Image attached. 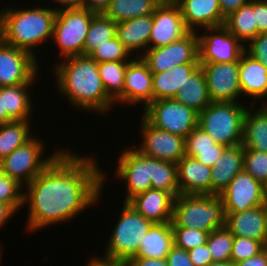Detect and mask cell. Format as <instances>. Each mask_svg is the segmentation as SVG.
I'll return each instance as SVG.
<instances>
[{
	"label": "cell",
	"mask_w": 267,
	"mask_h": 266,
	"mask_svg": "<svg viewBox=\"0 0 267 266\" xmlns=\"http://www.w3.org/2000/svg\"><path fill=\"white\" fill-rule=\"evenodd\" d=\"M239 81L242 97L249 96L253 105L256 100L267 104V68L246 52L239 60Z\"/></svg>",
	"instance_id": "obj_22"
},
{
	"label": "cell",
	"mask_w": 267,
	"mask_h": 266,
	"mask_svg": "<svg viewBox=\"0 0 267 266\" xmlns=\"http://www.w3.org/2000/svg\"><path fill=\"white\" fill-rule=\"evenodd\" d=\"M201 30L206 32L198 35L200 63H232L240 60L245 45L224 26Z\"/></svg>",
	"instance_id": "obj_13"
},
{
	"label": "cell",
	"mask_w": 267,
	"mask_h": 266,
	"mask_svg": "<svg viewBox=\"0 0 267 266\" xmlns=\"http://www.w3.org/2000/svg\"><path fill=\"white\" fill-rule=\"evenodd\" d=\"M159 0H111L103 15L116 23L152 15Z\"/></svg>",
	"instance_id": "obj_33"
},
{
	"label": "cell",
	"mask_w": 267,
	"mask_h": 266,
	"mask_svg": "<svg viewBox=\"0 0 267 266\" xmlns=\"http://www.w3.org/2000/svg\"><path fill=\"white\" fill-rule=\"evenodd\" d=\"M168 266H194L191 262L188 251L173 246L166 256Z\"/></svg>",
	"instance_id": "obj_45"
},
{
	"label": "cell",
	"mask_w": 267,
	"mask_h": 266,
	"mask_svg": "<svg viewBox=\"0 0 267 266\" xmlns=\"http://www.w3.org/2000/svg\"><path fill=\"white\" fill-rule=\"evenodd\" d=\"M222 16L228 17L231 13L238 10L241 6L249 3L251 0H218Z\"/></svg>",
	"instance_id": "obj_48"
},
{
	"label": "cell",
	"mask_w": 267,
	"mask_h": 266,
	"mask_svg": "<svg viewBox=\"0 0 267 266\" xmlns=\"http://www.w3.org/2000/svg\"><path fill=\"white\" fill-rule=\"evenodd\" d=\"M55 2L57 7L53 8L56 12L64 9H75L80 8L82 5V0H52Z\"/></svg>",
	"instance_id": "obj_53"
},
{
	"label": "cell",
	"mask_w": 267,
	"mask_h": 266,
	"mask_svg": "<svg viewBox=\"0 0 267 266\" xmlns=\"http://www.w3.org/2000/svg\"><path fill=\"white\" fill-rule=\"evenodd\" d=\"M151 188L165 191L174 197L180 195L177 164L152 158Z\"/></svg>",
	"instance_id": "obj_36"
},
{
	"label": "cell",
	"mask_w": 267,
	"mask_h": 266,
	"mask_svg": "<svg viewBox=\"0 0 267 266\" xmlns=\"http://www.w3.org/2000/svg\"><path fill=\"white\" fill-rule=\"evenodd\" d=\"M225 148V145L216 143L198 125L185 138V155L194 157L211 168Z\"/></svg>",
	"instance_id": "obj_31"
},
{
	"label": "cell",
	"mask_w": 267,
	"mask_h": 266,
	"mask_svg": "<svg viewBox=\"0 0 267 266\" xmlns=\"http://www.w3.org/2000/svg\"><path fill=\"white\" fill-rule=\"evenodd\" d=\"M174 245L189 251L207 242L209 233L192 228L172 227Z\"/></svg>",
	"instance_id": "obj_42"
},
{
	"label": "cell",
	"mask_w": 267,
	"mask_h": 266,
	"mask_svg": "<svg viewBox=\"0 0 267 266\" xmlns=\"http://www.w3.org/2000/svg\"><path fill=\"white\" fill-rule=\"evenodd\" d=\"M223 26L246 46L259 34L255 23V0L226 17Z\"/></svg>",
	"instance_id": "obj_32"
},
{
	"label": "cell",
	"mask_w": 267,
	"mask_h": 266,
	"mask_svg": "<svg viewBox=\"0 0 267 266\" xmlns=\"http://www.w3.org/2000/svg\"><path fill=\"white\" fill-rule=\"evenodd\" d=\"M130 61H107L98 63V71L107 96L117 105H123L124 78Z\"/></svg>",
	"instance_id": "obj_34"
},
{
	"label": "cell",
	"mask_w": 267,
	"mask_h": 266,
	"mask_svg": "<svg viewBox=\"0 0 267 266\" xmlns=\"http://www.w3.org/2000/svg\"><path fill=\"white\" fill-rule=\"evenodd\" d=\"M129 266H168L166 258L155 259V258H141L134 257L126 262Z\"/></svg>",
	"instance_id": "obj_49"
},
{
	"label": "cell",
	"mask_w": 267,
	"mask_h": 266,
	"mask_svg": "<svg viewBox=\"0 0 267 266\" xmlns=\"http://www.w3.org/2000/svg\"><path fill=\"white\" fill-rule=\"evenodd\" d=\"M0 249H1V247H0ZM2 250H0V262H1V255H2V252H1Z\"/></svg>",
	"instance_id": "obj_59"
},
{
	"label": "cell",
	"mask_w": 267,
	"mask_h": 266,
	"mask_svg": "<svg viewBox=\"0 0 267 266\" xmlns=\"http://www.w3.org/2000/svg\"><path fill=\"white\" fill-rule=\"evenodd\" d=\"M243 170L264 185L267 182V153L244 149Z\"/></svg>",
	"instance_id": "obj_40"
},
{
	"label": "cell",
	"mask_w": 267,
	"mask_h": 266,
	"mask_svg": "<svg viewBox=\"0 0 267 266\" xmlns=\"http://www.w3.org/2000/svg\"><path fill=\"white\" fill-rule=\"evenodd\" d=\"M225 226L234 236L261 241L267 247V205L239 213H225Z\"/></svg>",
	"instance_id": "obj_19"
},
{
	"label": "cell",
	"mask_w": 267,
	"mask_h": 266,
	"mask_svg": "<svg viewBox=\"0 0 267 266\" xmlns=\"http://www.w3.org/2000/svg\"><path fill=\"white\" fill-rule=\"evenodd\" d=\"M11 121L12 120L8 117L7 112L3 111L2 97L0 96V124Z\"/></svg>",
	"instance_id": "obj_55"
},
{
	"label": "cell",
	"mask_w": 267,
	"mask_h": 266,
	"mask_svg": "<svg viewBox=\"0 0 267 266\" xmlns=\"http://www.w3.org/2000/svg\"><path fill=\"white\" fill-rule=\"evenodd\" d=\"M139 134L142 137L135 149L142 154L162 161L178 163L185 156V138L156 128L143 117Z\"/></svg>",
	"instance_id": "obj_12"
},
{
	"label": "cell",
	"mask_w": 267,
	"mask_h": 266,
	"mask_svg": "<svg viewBox=\"0 0 267 266\" xmlns=\"http://www.w3.org/2000/svg\"><path fill=\"white\" fill-rule=\"evenodd\" d=\"M212 102H239L241 86L239 61L232 63H200Z\"/></svg>",
	"instance_id": "obj_15"
},
{
	"label": "cell",
	"mask_w": 267,
	"mask_h": 266,
	"mask_svg": "<svg viewBox=\"0 0 267 266\" xmlns=\"http://www.w3.org/2000/svg\"><path fill=\"white\" fill-rule=\"evenodd\" d=\"M225 213H239L265 205L263 184L246 171L239 172L219 195Z\"/></svg>",
	"instance_id": "obj_16"
},
{
	"label": "cell",
	"mask_w": 267,
	"mask_h": 266,
	"mask_svg": "<svg viewBox=\"0 0 267 266\" xmlns=\"http://www.w3.org/2000/svg\"><path fill=\"white\" fill-rule=\"evenodd\" d=\"M173 246L171 222L154 223L143 238L135 257L164 259Z\"/></svg>",
	"instance_id": "obj_28"
},
{
	"label": "cell",
	"mask_w": 267,
	"mask_h": 266,
	"mask_svg": "<svg viewBox=\"0 0 267 266\" xmlns=\"http://www.w3.org/2000/svg\"><path fill=\"white\" fill-rule=\"evenodd\" d=\"M96 160L92 154L79 155L64 149L25 186L23 204L29 208L28 232L70 222L85 209L98 204L108 179Z\"/></svg>",
	"instance_id": "obj_1"
},
{
	"label": "cell",
	"mask_w": 267,
	"mask_h": 266,
	"mask_svg": "<svg viewBox=\"0 0 267 266\" xmlns=\"http://www.w3.org/2000/svg\"><path fill=\"white\" fill-rule=\"evenodd\" d=\"M18 213L10 204L0 202V229L4 228L6 223Z\"/></svg>",
	"instance_id": "obj_52"
},
{
	"label": "cell",
	"mask_w": 267,
	"mask_h": 266,
	"mask_svg": "<svg viewBox=\"0 0 267 266\" xmlns=\"http://www.w3.org/2000/svg\"><path fill=\"white\" fill-rule=\"evenodd\" d=\"M208 266H234L233 262H213L211 264H209Z\"/></svg>",
	"instance_id": "obj_57"
},
{
	"label": "cell",
	"mask_w": 267,
	"mask_h": 266,
	"mask_svg": "<svg viewBox=\"0 0 267 266\" xmlns=\"http://www.w3.org/2000/svg\"><path fill=\"white\" fill-rule=\"evenodd\" d=\"M53 68L59 95L73 107L100 115L111 112L115 103L107 96L94 59L86 55L66 57Z\"/></svg>",
	"instance_id": "obj_2"
},
{
	"label": "cell",
	"mask_w": 267,
	"mask_h": 266,
	"mask_svg": "<svg viewBox=\"0 0 267 266\" xmlns=\"http://www.w3.org/2000/svg\"><path fill=\"white\" fill-rule=\"evenodd\" d=\"M244 164L243 144L226 147L211 170V195H220Z\"/></svg>",
	"instance_id": "obj_25"
},
{
	"label": "cell",
	"mask_w": 267,
	"mask_h": 266,
	"mask_svg": "<svg viewBox=\"0 0 267 266\" xmlns=\"http://www.w3.org/2000/svg\"><path fill=\"white\" fill-rule=\"evenodd\" d=\"M117 23L103 14H97L90 24L83 55L89 56L99 45L116 36Z\"/></svg>",
	"instance_id": "obj_37"
},
{
	"label": "cell",
	"mask_w": 267,
	"mask_h": 266,
	"mask_svg": "<svg viewBox=\"0 0 267 266\" xmlns=\"http://www.w3.org/2000/svg\"><path fill=\"white\" fill-rule=\"evenodd\" d=\"M244 104L212 102L198 114V126L218 144L226 147L240 145L243 140V119L248 108V103Z\"/></svg>",
	"instance_id": "obj_6"
},
{
	"label": "cell",
	"mask_w": 267,
	"mask_h": 266,
	"mask_svg": "<svg viewBox=\"0 0 267 266\" xmlns=\"http://www.w3.org/2000/svg\"><path fill=\"white\" fill-rule=\"evenodd\" d=\"M24 187L7 175H0V202L10 204L17 212L23 204Z\"/></svg>",
	"instance_id": "obj_41"
},
{
	"label": "cell",
	"mask_w": 267,
	"mask_h": 266,
	"mask_svg": "<svg viewBox=\"0 0 267 266\" xmlns=\"http://www.w3.org/2000/svg\"><path fill=\"white\" fill-rule=\"evenodd\" d=\"M152 24L153 14L118 22L116 36L132 56L140 57L149 49Z\"/></svg>",
	"instance_id": "obj_24"
},
{
	"label": "cell",
	"mask_w": 267,
	"mask_h": 266,
	"mask_svg": "<svg viewBox=\"0 0 267 266\" xmlns=\"http://www.w3.org/2000/svg\"><path fill=\"white\" fill-rule=\"evenodd\" d=\"M200 63H185L172 67L169 71L152 73V101L174 99L187 77Z\"/></svg>",
	"instance_id": "obj_27"
},
{
	"label": "cell",
	"mask_w": 267,
	"mask_h": 266,
	"mask_svg": "<svg viewBox=\"0 0 267 266\" xmlns=\"http://www.w3.org/2000/svg\"><path fill=\"white\" fill-rule=\"evenodd\" d=\"M111 0H82V8L96 14H103Z\"/></svg>",
	"instance_id": "obj_50"
},
{
	"label": "cell",
	"mask_w": 267,
	"mask_h": 266,
	"mask_svg": "<svg viewBox=\"0 0 267 266\" xmlns=\"http://www.w3.org/2000/svg\"><path fill=\"white\" fill-rule=\"evenodd\" d=\"M188 254L194 266H208L213 263L207 243L189 250Z\"/></svg>",
	"instance_id": "obj_46"
},
{
	"label": "cell",
	"mask_w": 267,
	"mask_h": 266,
	"mask_svg": "<svg viewBox=\"0 0 267 266\" xmlns=\"http://www.w3.org/2000/svg\"><path fill=\"white\" fill-rule=\"evenodd\" d=\"M44 144L45 142L41 138L33 135L28 142L16 148L0 161L2 174L15 179L25 188L64 150H56L48 158L46 156L43 158L46 150Z\"/></svg>",
	"instance_id": "obj_7"
},
{
	"label": "cell",
	"mask_w": 267,
	"mask_h": 266,
	"mask_svg": "<svg viewBox=\"0 0 267 266\" xmlns=\"http://www.w3.org/2000/svg\"><path fill=\"white\" fill-rule=\"evenodd\" d=\"M185 0H159L160 4L171 5V6H179Z\"/></svg>",
	"instance_id": "obj_56"
},
{
	"label": "cell",
	"mask_w": 267,
	"mask_h": 266,
	"mask_svg": "<svg viewBox=\"0 0 267 266\" xmlns=\"http://www.w3.org/2000/svg\"><path fill=\"white\" fill-rule=\"evenodd\" d=\"M255 23L259 33H267V0H255Z\"/></svg>",
	"instance_id": "obj_47"
},
{
	"label": "cell",
	"mask_w": 267,
	"mask_h": 266,
	"mask_svg": "<svg viewBox=\"0 0 267 266\" xmlns=\"http://www.w3.org/2000/svg\"><path fill=\"white\" fill-rule=\"evenodd\" d=\"M174 99L192 108L198 114L212 103L206 78L200 65L187 77Z\"/></svg>",
	"instance_id": "obj_30"
},
{
	"label": "cell",
	"mask_w": 267,
	"mask_h": 266,
	"mask_svg": "<svg viewBox=\"0 0 267 266\" xmlns=\"http://www.w3.org/2000/svg\"><path fill=\"white\" fill-rule=\"evenodd\" d=\"M33 84H20L14 86L0 87V96L2 97L3 111L7 112L12 121L31 120L34 106L31 102V91L29 88Z\"/></svg>",
	"instance_id": "obj_29"
},
{
	"label": "cell",
	"mask_w": 267,
	"mask_h": 266,
	"mask_svg": "<svg viewBox=\"0 0 267 266\" xmlns=\"http://www.w3.org/2000/svg\"><path fill=\"white\" fill-rule=\"evenodd\" d=\"M186 28L200 32L201 29L223 26L218 0H185L179 5Z\"/></svg>",
	"instance_id": "obj_21"
},
{
	"label": "cell",
	"mask_w": 267,
	"mask_h": 266,
	"mask_svg": "<svg viewBox=\"0 0 267 266\" xmlns=\"http://www.w3.org/2000/svg\"><path fill=\"white\" fill-rule=\"evenodd\" d=\"M264 188V201L265 204L267 205V182L263 185Z\"/></svg>",
	"instance_id": "obj_58"
},
{
	"label": "cell",
	"mask_w": 267,
	"mask_h": 266,
	"mask_svg": "<svg viewBox=\"0 0 267 266\" xmlns=\"http://www.w3.org/2000/svg\"><path fill=\"white\" fill-rule=\"evenodd\" d=\"M266 246L261 242L246 237L234 236L231 262L238 263L261 253Z\"/></svg>",
	"instance_id": "obj_43"
},
{
	"label": "cell",
	"mask_w": 267,
	"mask_h": 266,
	"mask_svg": "<svg viewBox=\"0 0 267 266\" xmlns=\"http://www.w3.org/2000/svg\"><path fill=\"white\" fill-rule=\"evenodd\" d=\"M143 110L149 124L183 138L198 125V113L175 99L152 101Z\"/></svg>",
	"instance_id": "obj_9"
},
{
	"label": "cell",
	"mask_w": 267,
	"mask_h": 266,
	"mask_svg": "<svg viewBox=\"0 0 267 266\" xmlns=\"http://www.w3.org/2000/svg\"><path fill=\"white\" fill-rule=\"evenodd\" d=\"M151 102L152 72L141 57L133 56L125 72L123 105L142 103L144 109Z\"/></svg>",
	"instance_id": "obj_18"
},
{
	"label": "cell",
	"mask_w": 267,
	"mask_h": 266,
	"mask_svg": "<svg viewBox=\"0 0 267 266\" xmlns=\"http://www.w3.org/2000/svg\"><path fill=\"white\" fill-rule=\"evenodd\" d=\"M243 119L244 149L257 150L267 153V104H248ZM257 109H255V108Z\"/></svg>",
	"instance_id": "obj_26"
},
{
	"label": "cell",
	"mask_w": 267,
	"mask_h": 266,
	"mask_svg": "<svg viewBox=\"0 0 267 266\" xmlns=\"http://www.w3.org/2000/svg\"><path fill=\"white\" fill-rule=\"evenodd\" d=\"M199 32L189 31L166 46L149 48L140 57L152 73L170 70L185 63L199 62Z\"/></svg>",
	"instance_id": "obj_10"
},
{
	"label": "cell",
	"mask_w": 267,
	"mask_h": 266,
	"mask_svg": "<svg viewBox=\"0 0 267 266\" xmlns=\"http://www.w3.org/2000/svg\"><path fill=\"white\" fill-rule=\"evenodd\" d=\"M50 7H3L0 10V39L38 60L34 49L50 41L53 35L56 11Z\"/></svg>",
	"instance_id": "obj_3"
},
{
	"label": "cell",
	"mask_w": 267,
	"mask_h": 266,
	"mask_svg": "<svg viewBox=\"0 0 267 266\" xmlns=\"http://www.w3.org/2000/svg\"><path fill=\"white\" fill-rule=\"evenodd\" d=\"M234 266H267V247L256 256L234 263Z\"/></svg>",
	"instance_id": "obj_51"
},
{
	"label": "cell",
	"mask_w": 267,
	"mask_h": 266,
	"mask_svg": "<svg viewBox=\"0 0 267 266\" xmlns=\"http://www.w3.org/2000/svg\"><path fill=\"white\" fill-rule=\"evenodd\" d=\"M120 153L115 178L126 183L124 202H128L135 195L151 188L152 157L131 146L123 148Z\"/></svg>",
	"instance_id": "obj_11"
},
{
	"label": "cell",
	"mask_w": 267,
	"mask_h": 266,
	"mask_svg": "<svg viewBox=\"0 0 267 266\" xmlns=\"http://www.w3.org/2000/svg\"><path fill=\"white\" fill-rule=\"evenodd\" d=\"M188 32L179 6L159 4L153 13L149 48L166 46Z\"/></svg>",
	"instance_id": "obj_17"
},
{
	"label": "cell",
	"mask_w": 267,
	"mask_h": 266,
	"mask_svg": "<svg viewBox=\"0 0 267 266\" xmlns=\"http://www.w3.org/2000/svg\"><path fill=\"white\" fill-rule=\"evenodd\" d=\"M225 224L224 202L219 195L180 194L174 198L171 227L210 233Z\"/></svg>",
	"instance_id": "obj_4"
},
{
	"label": "cell",
	"mask_w": 267,
	"mask_h": 266,
	"mask_svg": "<svg viewBox=\"0 0 267 266\" xmlns=\"http://www.w3.org/2000/svg\"><path fill=\"white\" fill-rule=\"evenodd\" d=\"M31 126V120L0 124V161L33 137Z\"/></svg>",
	"instance_id": "obj_35"
},
{
	"label": "cell",
	"mask_w": 267,
	"mask_h": 266,
	"mask_svg": "<svg viewBox=\"0 0 267 266\" xmlns=\"http://www.w3.org/2000/svg\"><path fill=\"white\" fill-rule=\"evenodd\" d=\"M211 170L196 158L185 155L177 163L180 194L211 195Z\"/></svg>",
	"instance_id": "obj_23"
},
{
	"label": "cell",
	"mask_w": 267,
	"mask_h": 266,
	"mask_svg": "<svg viewBox=\"0 0 267 266\" xmlns=\"http://www.w3.org/2000/svg\"><path fill=\"white\" fill-rule=\"evenodd\" d=\"M174 196L165 191L149 190L128 201L141 216L152 223L172 222Z\"/></svg>",
	"instance_id": "obj_20"
},
{
	"label": "cell",
	"mask_w": 267,
	"mask_h": 266,
	"mask_svg": "<svg viewBox=\"0 0 267 266\" xmlns=\"http://www.w3.org/2000/svg\"><path fill=\"white\" fill-rule=\"evenodd\" d=\"M245 52L267 68V33H259L245 46Z\"/></svg>",
	"instance_id": "obj_44"
},
{
	"label": "cell",
	"mask_w": 267,
	"mask_h": 266,
	"mask_svg": "<svg viewBox=\"0 0 267 266\" xmlns=\"http://www.w3.org/2000/svg\"><path fill=\"white\" fill-rule=\"evenodd\" d=\"M38 64L30 53L0 39V87L34 84L39 75Z\"/></svg>",
	"instance_id": "obj_14"
},
{
	"label": "cell",
	"mask_w": 267,
	"mask_h": 266,
	"mask_svg": "<svg viewBox=\"0 0 267 266\" xmlns=\"http://www.w3.org/2000/svg\"><path fill=\"white\" fill-rule=\"evenodd\" d=\"M96 15L82 7L56 12L52 41L57 44L61 59L83 55L86 36Z\"/></svg>",
	"instance_id": "obj_8"
},
{
	"label": "cell",
	"mask_w": 267,
	"mask_h": 266,
	"mask_svg": "<svg viewBox=\"0 0 267 266\" xmlns=\"http://www.w3.org/2000/svg\"><path fill=\"white\" fill-rule=\"evenodd\" d=\"M113 228L103 256H95L98 260L109 262H127L137 255L139 246L154 224L141 216L128 202L123 208Z\"/></svg>",
	"instance_id": "obj_5"
},
{
	"label": "cell",
	"mask_w": 267,
	"mask_h": 266,
	"mask_svg": "<svg viewBox=\"0 0 267 266\" xmlns=\"http://www.w3.org/2000/svg\"><path fill=\"white\" fill-rule=\"evenodd\" d=\"M234 235L226 227L215 229L207 238V246L213 262H230Z\"/></svg>",
	"instance_id": "obj_38"
},
{
	"label": "cell",
	"mask_w": 267,
	"mask_h": 266,
	"mask_svg": "<svg viewBox=\"0 0 267 266\" xmlns=\"http://www.w3.org/2000/svg\"><path fill=\"white\" fill-rule=\"evenodd\" d=\"M86 266H129L126 262H109L98 260L94 256L90 258Z\"/></svg>",
	"instance_id": "obj_54"
},
{
	"label": "cell",
	"mask_w": 267,
	"mask_h": 266,
	"mask_svg": "<svg viewBox=\"0 0 267 266\" xmlns=\"http://www.w3.org/2000/svg\"><path fill=\"white\" fill-rule=\"evenodd\" d=\"M97 63L107 61H131L132 55L118 40L117 36L99 45L90 55ZM131 57V58H130Z\"/></svg>",
	"instance_id": "obj_39"
}]
</instances>
